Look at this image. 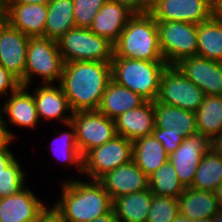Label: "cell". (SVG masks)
<instances>
[{"label": "cell", "instance_id": "1", "mask_svg": "<svg viewBox=\"0 0 222 222\" xmlns=\"http://www.w3.org/2000/svg\"><path fill=\"white\" fill-rule=\"evenodd\" d=\"M111 79V63L75 61L64 63L59 84L73 113L96 111Z\"/></svg>", "mask_w": 222, "mask_h": 222}, {"label": "cell", "instance_id": "2", "mask_svg": "<svg viewBox=\"0 0 222 222\" xmlns=\"http://www.w3.org/2000/svg\"><path fill=\"white\" fill-rule=\"evenodd\" d=\"M61 196L53 208L67 222H91L113 209L110 195L98 180L64 181Z\"/></svg>", "mask_w": 222, "mask_h": 222}, {"label": "cell", "instance_id": "3", "mask_svg": "<svg viewBox=\"0 0 222 222\" xmlns=\"http://www.w3.org/2000/svg\"><path fill=\"white\" fill-rule=\"evenodd\" d=\"M113 46V57L165 62L159 47L157 21L149 12L135 13Z\"/></svg>", "mask_w": 222, "mask_h": 222}, {"label": "cell", "instance_id": "4", "mask_svg": "<svg viewBox=\"0 0 222 222\" xmlns=\"http://www.w3.org/2000/svg\"><path fill=\"white\" fill-rule=\"evenodd\" d=\"M168 64L137 59L113 57L111 77L119 85L136 92L146 101H155L162 74Z\"/></svg>", "mask_w": 222, "mask_h": 222}, {"label": "cell", "instance_id": "5", "mask_svg": "<svg viewBox=\"0 0 222 222\" xmlns=\"http://www.w3.org/2000/svg\"><path fill=\"white\" fill-rule=\"evenodd\" d=\"M64 63L75 61H98L111 63L114 56L113 43L98 36L89 28L75 27L57 40Z\"/></svg>", "mask_w": 222, "mask_h": 222}, {"label": "cell", "instance_id": "6", "mask_svg": "<svg viewBox=\"0 0 222 222\" xmlns=\"http://www.w3.org/2000/svg\"><path fill=\"white\" fill-rule=\"evenodd\" d=\"M64 61L57 41L46 37H31L27 48L25 86L31 85L33 76H41L44 84L58 81L63 73Z\"/></svg>", "mask_w": 222, "mask_h": 222}, {"label": "cell", "instance_id": "7", "mask_svg": "<svg viewBox=\"0 0 222 222\" xmlns=\"http://www.w3.org/2000/svg\"><path fill=\"white\" fill-rule=\"evenodd\" d=\"M159 47L164 61L175 65L197 56V25L188 22L157 21Z\"/></svg>", "mask_w": 222, "mask_h": 222}, {"label": "cell", "instance_id": "8", "mask_svg": "<svg viewBox=\"0 0 222 222\" xmlns=\"http://www.w3.org/2000/svg\"><path fill=\"white\" fill-rule=\"evenodd\" d=\"M204 97V91L188 80L175 65L166 67L161 77L157 102L196 112Z\"/></svg>", "mask_w": 222, "mask_h": 222}, {"label": "cell", "instance_id": "9", "mask_svg": "<svg viewBox=\"0 0 222 222\" xmlns=\"http://www.w3.org/2000/svg\"><path fill=\"white\" fill-rule=\"evenodd\" d=\"M133 142L123 136L95 147L83 156V173L89 180H98L106 172L127 164L132 160ZM86 173V174H85Z\"/></svg>", "mask_w": 222, "mask_h": 222}, {"label": "cell", "instance_id": "10", "mask_svg": "<svg viewBox=\"0 0 222 222\" xmlns=\"http://www.w3.org/2000/svg\"><path fill=\"white\" fill-rule=\"evenodd\" d=\"M70 123L75 128L76 141L82 157L117 135L114 119L108 118L98 110L75 112Z\"/></svg>", "mask_w": 222, "mask_h": 222}, {"label": "cell", "instance_id": "11", "mask_svg": "<svg viewBox=\"0 0 222 222\" xmlns=\"http://www.w3.org/2000/svg\"><path fill=\"white\" fill-rule=\"evenodd\" d=\"M216 0H162L149 13L156 21L200 24L215 15Z\"/></svg>", "mask_w": 222, "mask_h": 222}, {"label": "cell", "instance_id": "12", "mask_svg": "<svg viewBox=\"0 0 222 222\" xmlns=\"http://www.w3.org/2000/svg\"><path fill=\"white\" fill-rule=\"evenodd\" d=\"M26 34L0 20V65L25 86L26 55L29 44Z\"/></svg>", "mask_w": 222, "mask_h": 222}, {"label": "cell", "instance_id": "13", "mask_svg": "<svg viewBox=\"0 0 222 222\" xmlns=\"http://www.w3.org/2000/svg\"><path fill=\"white\" fill-rule=\"evenodd\" d=\"M211 149V140L202 133L184 137L183 142L169 155V160L187 188L192 185L198 165L203 155Z\"/></svg>", "mask_w": 222, "mask_h": 222}, {"label": "cell", "instance_id": "14", "mask_svg": "<svg viewBox=\"0 0 222 222\" xmlns=\"http://www.w3.org/2000/svg\"><path fill=\"white\" fill-rule=\"evenodd\" d=\"M4 20L28 37H44L48 4L3 3Z\"/></svg>", "mask_w": 222, "mask_h": 222}, {"label": "cell", "instance_id": "15", "mask_svg": "<svg viewBox=\"0 0 222 222\" xmlns=\"http://www.w3.org/2000/svg\"><path fill=\"white\" fill-rule=\"evenodd\" d=\"M98 181L110 195L112 201L123 195L140 192L149 188L148 177L133 160L106 172Z\"/></svg>", "mask_w": 222, "mask_h": 222}, {"label": "cell", "instance_id": "16", "mask_svg": "<svg viewBox=\"0 0 222 222\" xmlns=\"http://www.w3.org/2000/svg\"><path fill=\"white\" fill-rule=\"evenodd\" d=\"M24 188L19 193L0 198V222H38L49 205Z\"/></svg>", "mask_w": 222, "mask_h": 222}, {"label": "cell", "instance_id": "17", "mask_svg": "<svg viewBox=\"0 0 222 222\" xmlns=\"http://www.w3.org/2000/svg\"><path fill=\"white\" fill-rule=\"evenodd\" d=\"M33 98L39 118L56 119L64 125L71 122L73 111L60 84L58 86L52 85V83L41 84L34 89ZM67 111L71 115H65Z\"/></svg>", "mask_w": 222, "mask_h": 222}, {"label": "cell", "instance_id": "18", "mask_svg": "<svg viewBox=\"0 0 222 222\" xmlns=\"http://www.w3.org/2000/svg\"><path fill=\"white\" fill-rule=\"evenodd\" d=\"M114 121L117 135L132 142L151 135L155 128L154 102L145 101L141 106L119 115Z\"/></svg>", "mask_w": 222, "mask_h": 222}, {"label": "cell", "instance_id": "19", "mask_svg": "<svg viewBox=\"0 0 222 222\" xmlns=\"http://www.w3.org/2000/svg\"><path fill=\"white\" fill-rule=\"evenodd\" d=\"M134 14L127 6L107 0L99 9L89 29L114 43Z\"/></svg>", "mask_w": 222, "mask_h": 222}, {"label": "cell", "instance_id": "20", "mask_svg": "<svg viewBox=\"0 0 222 222\" xmlns=\"http://www.w3.org/2000/svg\"><path fill=\"white\" fill-rule=\"evenodd\" d=\"M28 86H20L8 96V100L0 106V116H8V123L28 129L35 128L40 118L36 109L33 94ZM4 113V115H3Z\"/></svg>", "mask_w": 222, "mask_h": 222}, {"label": "cell", "instance_id": "21", "mask_svg": "<svg viewBox=\"0 0 222 222\" xmlns=\"http://www.w3.org/2000/svg\"><path fill=\"white\" fill-rule=\"evenodd\" d=\"M155 127L188 137L198 133L195 112L154 101Z\"/></svg>", "mask_w": 222, "mask_h": 222}, {"label": "cell", "instance_id": "22", "mask_svg": "<svg viewBox=\"0 0 222 222\" xmlns=\"http://www.w3.org/2000/svg\"><path fill=\"white\" fill-rule=\"evenodd\" d=\"M146 100L136 92L110 80L102 96L98 111L115 119L128 110L141 106Z\"/></svg>", "mask_w": 222, "mask_h": 222}, {"label": "cell", "instance_id": "23", "mask_svg": "<svg viewBox=\"0 0 222 222\" xmlns=\"http://www.w3.org/2000/svg\"><path fill=\"white\" fill-rule=\"evenodd\" d=\"M179 214L189 220L212 218L219 211L215 192L187 187L177 198Z\"/></svg>", "mask_w": 222, "mask_h": 222}, {"label": "cell", "instance_id": "24", "mask_svg": "<svg viewBox=\"0 0 222 222\" xmlns=\"http://www.w3.org/2000/svg\"><path fill=\"white\" fill-rule=\"evenodd\" d=\"M132 160L149 177L169 161V154L151 134L133 141Z\"/></svg>", "mask_w": 222, "mask_h": 222}, {"label": "cell", "instance_id": "25", "mask_svg": "<svg viewBox=\"0 0 222 222\" xmlns=\"http://www.w3.org/2000/svg\"><path fill=\"white\" fill-rule=\"evenodd\" d=\"M152 197L148 188L116 198L113 209L119 222H147Z\"/></svg>", "mask_w": 222, "mask_h": 222}, {"label": "cell", "instance_id": "26", "mask_svg": "<svg viewBox=\"0 0 222 222\" xmlns=\"http://www.w3.org/2000/svg\"><path fill=\"white\" fill-rule=\"evenodd\" d=\"M72 0H50L44 27V37L58 40L67 31L76 27Z\"/></svg>", "mask_w": 222, "mask_h": 222}, {"label": "cell", "instance_id": "27", "mask_svg": "<svg viewBox=\"0 0 222 222\" xmlns=\"http://www.w3.org/2000/svg\"><path fill=\"white\" fill-rule=\"evenodd\" d=\"M197 55L222 62V20L215 14L197 25Z\"/></svg>", "mask_w": 222, "mask_h": 222}, {"label": "cell", "instance_id": "28", "mask_svg": "<svg viewBox=\"0 0 222 222\" xmlns=\"http://www.w3.org/2000/svg\"><path fill=\"white\" fill-rule=\"evenodd\" d=\"M198 133L210 140L222 132V96L205 95L195 112Z\"/></svg>", "mask_w": 222, "mask_h": 222}, {"label": "cell", "instance_id": "29", "mask_svg": "<svg viewBox=\"0 0 222 222\" xmlns=\"http://www.w3.org/2000/svg\"><path fill=\"white\" fill-rule=\"evenodd\" d=\"M222 184V157L212 149L203 155L190 188L215 192Z\"/></svg>", "mask_w": 222, "mask_h": 222}, {"label": "cell", "instance_id": "30", "mask_svg": "<svg viewBox=\"0 0 222 222\" xmlns=\"http://www.w3.org/2000/svg\"><path fill=\"white\" fill-rule=\"evenodd\" d=\"M149 190L158 196L177 199L185 190L173 164L169 160L148 177Z\"/></svg>", "mask_w": 222, "mask_h": 222}, {"label": "cell", "instance_id": "31", "mask_svg": "<svg viewBox=\"0 0 222 222\" xmlns=\"http://www.w3.org/2000/svg\"><path fill=\"white\" fill-rule=\"evenodd\" d=\"M66 126L71 129V131L63 132L58 137H55V141L53 140V142H55L54 145H56L57 142L59 145L58 147L57 145L54 147V145L51 144V149H53V154L59 161L64 160L66 163L75 166L81 174L83 173V157L77 145L75 128L72 123H67Z\"/></svg>", "mask_w": 222, "mask_h": 222}, {"label": "cell", "instance_id": "32", "mask_svg": "<svg viewBox=\"0 0 222 222\" xmlns=\"http://www.w3.org/2000/svg\"><path fill=\"white\" fill-rule=\"evenodd\" d=\"M175 66L188 79L195 83L207 95L209 77V59L191 56L181 59Z\"/></svg>", "mask_w": 222, "mask_h": 222}, {"label": "cell", "instance_id": "33", "mask_svg": "<svg viewBox=\"0 0 222 222\" xmlns=\"http://www.w3.org/2000/svg\"><path fill=\"white\" fill-rule=\"evenodd\" d=\"M178 214L177 199L153 194L147 222H172Z\"/></svg>", "mask_w": 222, "mask_h": 222}, {"label": "cell", "instance_id": "34", "mask_svg": "<svg viewBox=\"0 0 222 222\" xmlns=\"http://www.w3.org/2000/svg\"><path fill=\"white\" fill-rule=\"evenodd\" d=\"M19 163L15 160L0 174V198L19 193L25 188L26 174L22 171Z\"/></svg>", "mask_w": 222, "mask_h": 222}, {"label": "cell", "instance_id": "35", "mask_svg": "<svg viewBox=\"0 0 222 222\" xmlns=\"http://www.w3.org/2000/svg\"><path fill=\"white\" fill-rule=\"evenodd\" d=\"M76 27L89 28L107 0H72Z\"/></svg>", "mask_w": 222, "mask_h": 222}, {"label": "cell", "instance_id": "36", "mask_svg": "<svg viewBox=\"0 0 222 222\" xmlns=\"http://www.w3.org/2000/svg\"><path fill=\"white\" fill-rule=\"evenodd\" d=\"M207 95L222 96V62L209 59Z\"/></svg>", "mask_w": 222, "mask_h": 222}, {"label": "cell", "instance_id": "37", "mask_svg": "<svg viewBox=\"0 0 222 222\" xmlns=\"http://www.w3.org/2000/svg\"><path fill=\"white\" fill-rule=\"evenodd\" d=\"M152 135L161 142L166 152L170 155L183 142L184 136L181 133L166 132V129L154 128Z\"/></svg>", "mask_w": 222, "mask_h": 222}, {"label": "cell", "instance_id": "38", "mask_svg": "<svg viewBox=\"0 0 222 222\" xmlns=\"http://www.w3.org/2000/svg\"><path fill=\"white\" fill-rule=\"evenodd\" d=\"M20 86V81L15 76H13L5 67L0 65V97L2 98L3 95H7L8 97V92H10L11 94Z\"/></svg>", "mask_w": 222, "mask_h": 222}, {"label": "cell", "instance_id": "39", "mask_svg": "<svg viewBox=\"0 0 222 222\" xmlns=\"http://www.w3.org/2000/svg\"><path fill=\"white\" fill-rule=\"evenodd\" d=\"M12 141L14 140L9 139L5 144L0 146V174L16 160L12 151L8 149L9 144L13 143Z\"/></svg>", "mask_w": 222, "mask_h": 222}, {"label": "cell", "instance_id": "40", "mask_svg": "<svg viewBox=\"0 0 222 222\" xmlns=\"http://www.w3.org/2000/svg\"><path fill=\"white\" fill-rule=\"evenodd\" d=\"M118 2L122 5L127 6L134 13H147L148 9V0H112Z\"/></svg>", "mask_w": 222, "mask_h": 222}, {"label": "cell", "instance_id": "41", "mask_svg": "<svg viewBox=\"0 0 222 222\" xmlns=\"http://www.w3.org/2000/svg\"><path fill=\"white\" fill-rule=\"evenodd\" d=\"M49 208L41 214L38 222H67L53 207Z\"/></svg>", "mask_w": 222, "mask_h": 222}, {"label": "cell", "instance_id": "42", "mask_svg": "<svg viewBox=\"0 0 222 222\" xmlns=\"http://www.w3.org/2000/svg\"><path fill=\"white\" fill-rule=\"evenodd\" d=\"M7 127V121H5L3 116H0V146L5 144L9 139L14 140L15 138L14 133L7 129Z\"/></svg>", "mask_w": 222, "mask_h": 222}, {"label": "cell", "instance_id": "43", "mask_svg": "<svg viewBox=\"0 0 222 222\" xmlns=\"http://www.w3.org/2000/svg\"><path fill=\"white\" fill-rule=\"evenodd\" d=\"M211 149L222 157V132L211 140Z\"/></svg>", "mask_w": 222, "mask_h": 222}, {"label": "cell", "instance_id": "44", "mask_svg": "<svg viewBox=\"0 0 222 222\" xmlns=\"http://www.w3.org/2000/svg\"><path fill=\"white\" fill-rule=\"evenodd\" d=\"M91 222H119V220L116 217L114 209H112L109 213H106L105 215L100 216Z\"/></svg>", "mask_w": 222, "mask_h": 222}, {"label": "cell", "instance_id": "45", "mask_svg": "<svg viewBox=\"0 0 222 222\" xmlns=\"http://www.w3.org/2000/svg\"><path fill=\"white\" fill-rule=\"evenodd\" d=\"M50 0H3V3L48 4Z\"/></svg>", "mask_w": 222, "mask_h": 222}, {"label": "cell", "instance_id": "46", "mask_svg": "<svg viewBox=\"0 0 222 222\" xmlns=\"http://www.w3.org/2000/svg\"><path fill=\"white\" fill-rule=\"evenodd\" d=\"M216 200L218 203L219 210H222V184L221 186L215 191Z\"/></svg>", "mask_w": 222, "mask_h": 222}, {"label": "cell", "instance_id": "47", "mask_svg": "<svg viewBox=\"0 0 222 222\" xmlns=\"http://www.w3.org/2000/svg\"><path fill=\"white\" fill-rule=\"evenodd\" d=\"M215 14L222 20V0H216Z\"/></svg>", "mask_w": 222, "mask_h": 222}, {"label": "cell", "instance_id": "48", "mask_svg": "<svg viewBox=\"0 0 222 222\" xmlns=\"http://www.w3.org/2000/svg\"><path fill=\"white\" fill-rule=\"evenodd\" d=\"M172 222H193V221L189 220L187 217L183 215L178 214Z\"/></svg>", "mask_w": 222, "mask_h": 222}, {"label": "cell", "instance_id": "49", "mask_svg": "<svg viewBox=\"0 0 222 222\" xmlns=\"http://www.w3.org/2000/svg\"><path fill=\"white\" fill-rule=\"evenodd\" d=\"M212 222H222V210L213 215Z\"/></svg>", "mask_w": 222, "mask_h": 222}, {"label": "cell", "instance_id": "50", "mask_svg": "<svg viewBox=\"0 0 222 222\" xmlns=\"http://www.w3.org/2000/svg\"><path fill=\"white\" fill-rule=\"evenodd\" d=\"M160 1H162V0H148V9H149V11Z\"/></svg>", "mask_w": 222, "mask_h": 222}, {"label": "cell", "instance_id": "51", "mask_svg": "<svg viewBox=\"0 0 222 222\" xmlns=\"http://www.w3.org/2000/svg\"><path fill=\"white\" fill-rule=\"evenodd\" d=\"M3 11H4V7H3V0H0V20H3Z\"/></svg>", "mask_w": 222, "mask_h": 222}, {"label": "cell", "instance_id": "52", "mask_svg": "<svg viewBox=\"0 0 222 222\" xmlns=\"http://www.w3.org/2000/svg\"><path fill=\"white\" fill-rule=\"evenodd\" d=\"M193 222H212V218L197 219L193 220Z\"/></svg>", "mask_w": 222, "mask_h": 222}]
</instances>
